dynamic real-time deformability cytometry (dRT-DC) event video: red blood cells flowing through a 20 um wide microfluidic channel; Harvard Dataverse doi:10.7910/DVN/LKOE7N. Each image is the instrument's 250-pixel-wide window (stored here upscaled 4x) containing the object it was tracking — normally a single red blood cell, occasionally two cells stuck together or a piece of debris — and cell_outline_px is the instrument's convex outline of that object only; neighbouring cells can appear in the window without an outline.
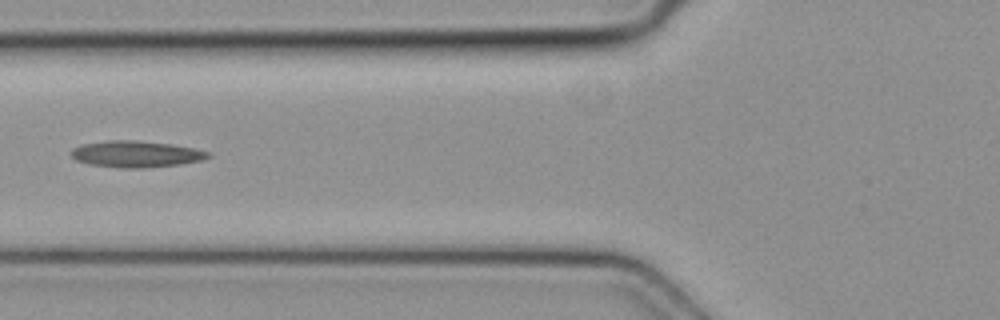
{"species": "common noctule bat (a hibernating species)", "species_latin": "Nyctalus noctula", "temperature_condition": "cold", "stored_images_in_passage": 4, "camera_frame_rate_fps": 3000, "um_per_image_px": 0.085, "animal": {"sex": "female", "body_mass_g": 19.3, "forearm_length_mm": 54.1}, "frame": {"image": 1, "passage_image": 4, "time_ms": 1.0, "image_size_px": [1000, 320], "cell_outline_px": [[212, 156], [200, 160], [180, 164], [144, 168], [120, 168], [88, 164], [76, 160], [72, 156], [72, 148], [84, 144], [112, 140], [132, 140], [168, 144], [192, 148], [208, 152]], "centroid_in_image_um": [11.53, 13.11], "position_along_channel_um": 114.3, "area_um2": 20.75}}